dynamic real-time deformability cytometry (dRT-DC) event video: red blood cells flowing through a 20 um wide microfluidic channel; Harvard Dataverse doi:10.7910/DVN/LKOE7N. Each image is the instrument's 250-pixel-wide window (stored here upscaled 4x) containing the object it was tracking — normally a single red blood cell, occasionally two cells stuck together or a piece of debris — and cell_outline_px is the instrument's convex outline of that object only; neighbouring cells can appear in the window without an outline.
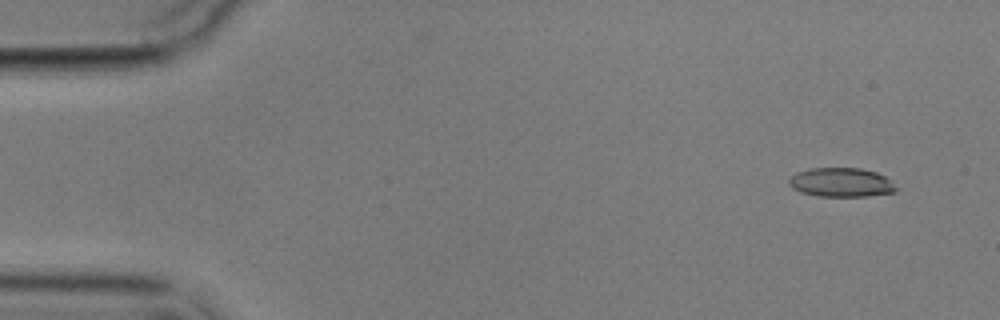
{"species": "common noctule bat (a hibernating species)", "species_latin": "Nyctalus noctula", "temperature_condition": "cold", "stored_images_in_passage": 13, "camera_frame_rate_fps": 3000, "um_per_image_px": 0.085, "animal": {"sex": "male", "body_mass_g": 17.9}, "frame": {"image": 1, "passage_image": 1, "time_ms": 0.0, "image_size_px": [1000, 320], "cell_outline_px": [[896, 192], [868, 196], [820, 196], [800, 192], [792, 188], [788, 184], [788, 180], [796, 172], [808, 168], [860, 168], [876, 172], [892, 180], [896, 188]], "centroid_in_image_um": [71.49, 15.5], "position_along_channel_um": 13.5, "area_um2": 18.26}}
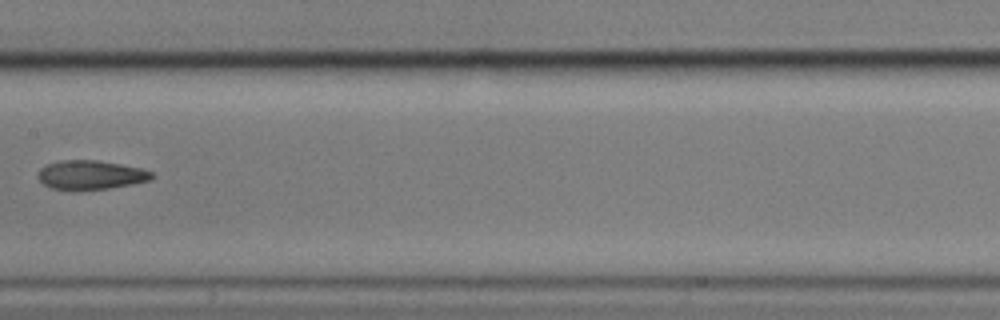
{"frame": {"image": 2, "passage_image": 7, "time_ms": 8.333, "image_size_px": [1000, 320], "cell_outline_px": [[156, 176], [148, 180], [108, 188], [76, 192], [72, 192], [52, 188], [44, 184], [36, 176], [40, 168], [48, 164], [60, 160], [96, 160], [120, 164], [140, 168], [152, 172]], "centroid_in_image_um": [7.64, 14.89], "position_along_channel_um": 199.8, "area_um2": 19.48}}
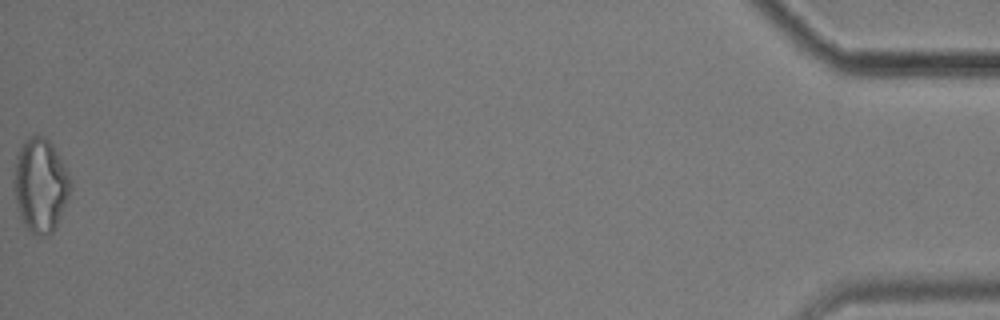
{"frame": {"image": 3, "passage_image": 13, "time_ms": 17.667, "image_size_px": [1000, 320], "cell_outline_px": [[72, 188], [56, 224], [52, 232], [48, 236], [44, 236], [32, 232], [20, 220], [12, 184], [12, 180], [16, 156], [24, 140], [32, 136], [44, 136], [52, 144], [72, 184]], "centroid_in_image_um": [3.39, 15.74], "position_along_channel_um": 431.8, "area_um2": 30.58}, "authors_computed_cell_mechanics": {"area_um2": 19.5942, "velocity_mm_per_s": 3.5179, "shape_relaxation_time_tau1_ms": 3.2718, "shape_relaxation_time_tau2_ms": null, "deformation_change_tau1": 0.0872, "deformation_change_tau2": null}}